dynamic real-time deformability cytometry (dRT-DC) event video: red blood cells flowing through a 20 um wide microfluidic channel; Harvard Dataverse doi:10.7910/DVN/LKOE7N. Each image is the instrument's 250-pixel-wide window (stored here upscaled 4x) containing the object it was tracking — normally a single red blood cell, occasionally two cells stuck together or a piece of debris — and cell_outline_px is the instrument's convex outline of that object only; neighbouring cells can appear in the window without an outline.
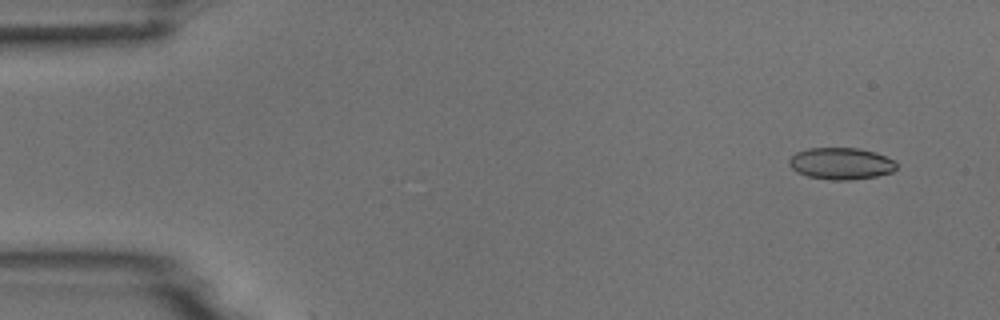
{"species": "common noctule bat (a hibernating species)", "species_latin": "Nyctalus noctula", "temperature_condition": "room temperature", "stored_images_in_passage": 2, "camera_frame_rate_fps": 3000, "um_per_image_px": 0.085, "animal": {"sex": "male", "body_mass_g": 18.8}, "frame": {"image": 1, "passage_image": 1, "time_ms": 0.0, "image_size_px": [1000, 320], "cell_outline_px": [[896, 168], [892, 172], [876, 176], [852, 180], [832, 180], [808, 176], [796, 172], [788, 164], [788, 160], [796, 152], [808, 148], [860, 148], [876, 152], [892, 160], [896, 164]], "centroid_in_image_um": [71.46, 13.9], "position_along_channel_um": 13.5, "area_um2": 19.88}}